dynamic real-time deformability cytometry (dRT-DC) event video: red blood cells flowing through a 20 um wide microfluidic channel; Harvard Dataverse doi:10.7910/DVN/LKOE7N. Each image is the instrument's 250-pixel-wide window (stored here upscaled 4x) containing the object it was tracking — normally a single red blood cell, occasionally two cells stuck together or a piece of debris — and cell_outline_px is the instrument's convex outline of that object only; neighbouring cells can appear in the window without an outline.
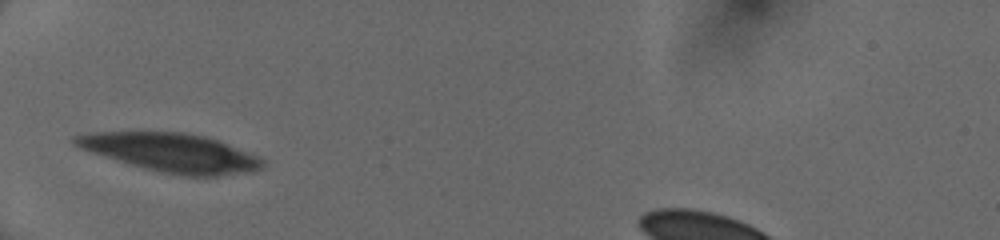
{"species": "human", "species_latin": "Homo sapiens", "temperature_condition": "cold", "stored_images_in_passage": 28, "camera_frame_rate_fps": 3000, "um_per_image_px": 0.085, "donor": {"sex": "female"}, "frame": {"image": 1, "passage_image": 1, "time_ms": 0.0, "image_size_px": [1000, 240], "cell_outline_px": [[264, 168], [252, 172], [216, 176], [188, 176], [160, 172], [128, 164], [80, 148], [72, 144], [72, 136], [92, 132], [184, 132], [204, 136], [216, 140], [256, 156], [264, 160]], "centroid_in_image_um": [14.52, 12.98], "position_along_channel_um": 70.5, "area_um2": 41.85}}
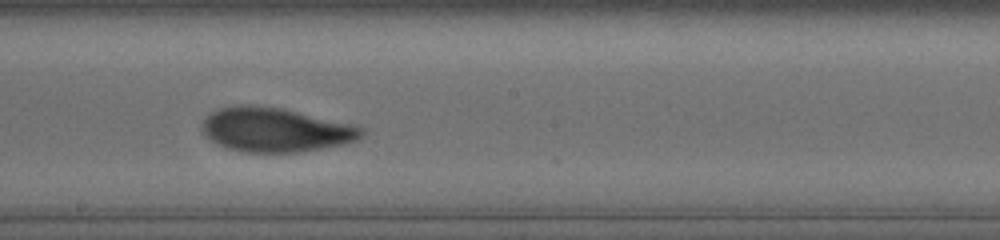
{"frame": {"image": 2, "passage_image": 13, "time_ms": 4.0, "image_size_px": [1000, 240], "cell_outline_px": [[364, 136], [360, 140], [348, 144], [296, 152], [244, 152], [224, 148], [208, 140], [200, 128], [204, 120], [212, 112], [220, 108], [240, 104], [248, 104], [280, 108], [356, 124], [364, 128]], "centroid_in_image_um": [23.44, 11.04], "position_along_channel_um": 224.8, "area_um2": 41.62}}
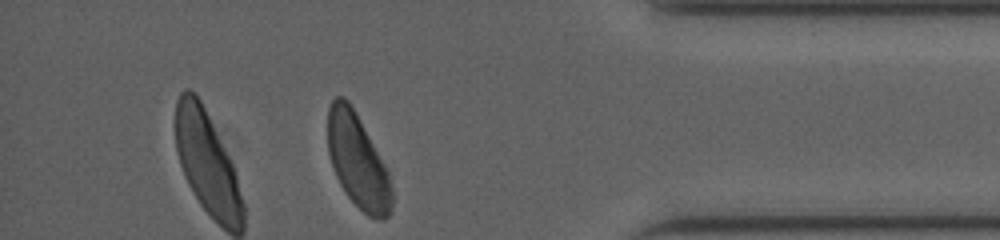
{"frame": {"image": 3, "passage_image": 28, "time_ms": 9.0, "image_size_px": [1000, 240], "cell_outline_px": [[392, 208], [388, 216], [384, 220], [376, 220], [368, 216], [348, 196], [340, 184], [336, 176], [328, 152], [328, 108], [332, 100], [336, 96], [344, 96], [348, 100], [384, 164], [388, 172], [392, 188]], "centroid_in_image_um": [30.4, 13.72], "position_along_channel_um": 404.8, "area_um2": 34.56}, "authors_computed_cell_mechanics": {"area_um2": 41.3559, "velocity_mm_per_s": 4.01, "shape_relaxation_time_tau1_ms": 3.5835, "shape_relaxation_time_tau2_ms": 1.1594, "deformation_change_tau1": 0.1385, "deformation_change_tau2": 0.0707}}